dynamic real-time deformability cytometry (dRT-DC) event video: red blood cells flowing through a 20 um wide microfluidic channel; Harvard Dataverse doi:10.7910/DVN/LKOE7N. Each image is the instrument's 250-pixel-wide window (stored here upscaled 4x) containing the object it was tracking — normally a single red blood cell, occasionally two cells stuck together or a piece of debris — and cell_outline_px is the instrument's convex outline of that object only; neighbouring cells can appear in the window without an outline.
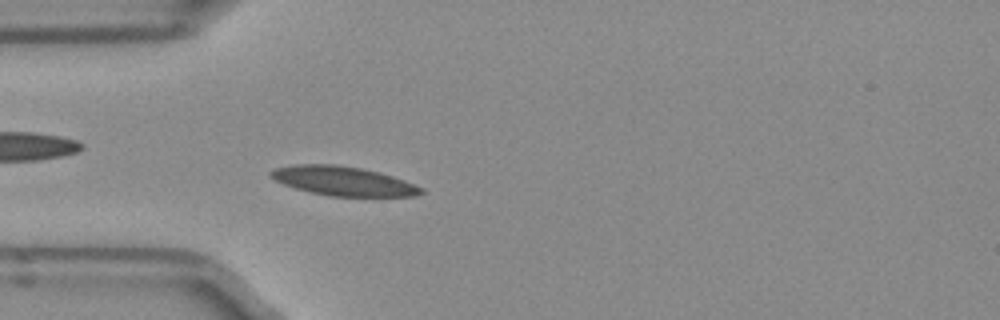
{"species": "Egyptian fruit bat (a non-hibernating species)", "species_latin": "Rousettus aegyptiacus", "temperature_condition": "room temperature", "stored_images_in_passage": 51, "camera_frame_rate_fps": 3000, "um_per_image_px": 0.085, "frame": {"image": 1, "passage_image": 14, "time_ms": 4.333, "image_size_px": [1000, 320], "cell_outline_px": [[424, 192], [416, 196], [328, 196], [296, 188], [284, 184], [268, 176], [268, 172], [276, 168], [296, 164], [336, 164], [360, 168], [380, 172], [404, 180], [424, 188]], "centroid_in_image_um": [29.18, 15.38], "position_along_channel_um": 55.8, "area_um2": 25.49}}
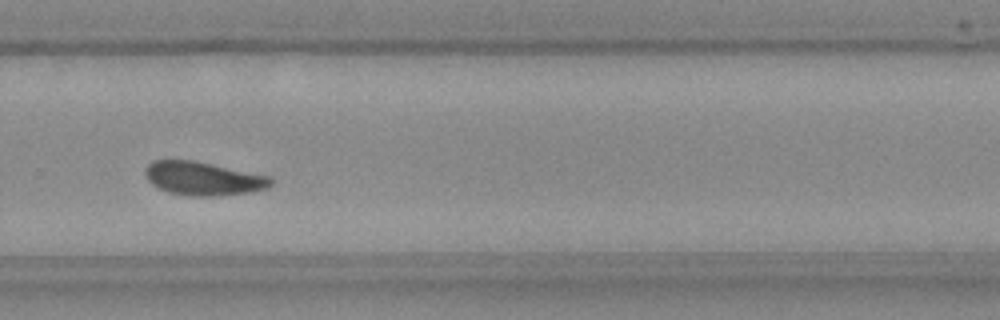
{"frame": {"image": 2, "passage_image": 34, "time_ms": 11.0, "image_size_px": [1000, 320], "cell_outline_px": [[272, 184], [268, 188], [248, 192], [212, 196], [192, 196], [168, 192], [152, 184], [148, 180], [144, 172], [144, 168], [152, 160], [192, 160], [268, 176], [272, 180]], "centroid_in_image_um": [17.22, 15.17], "position_along_channel_um": 312.6, "area_um2": 24.22}}
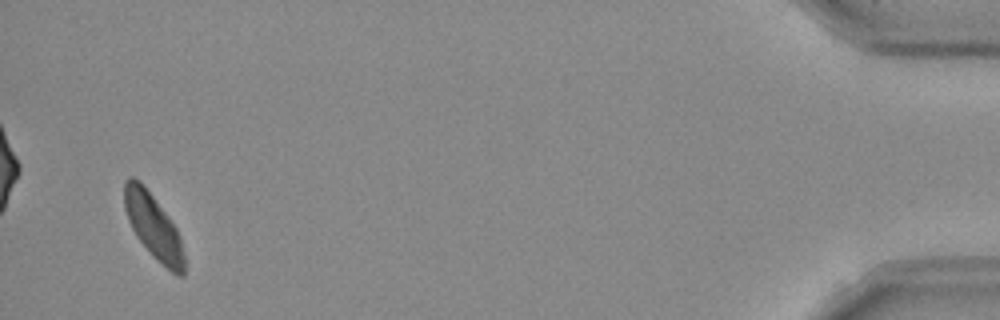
{"frame": {"image": 3, "passage_image": 49, "time_ms": 16.0, "image_size_px": [1000, 320], "cell_outline_px": [[184, 276], [176, 276], [156, 260], [136, 236], [128, 220], [124, 208], [124, 180], [128, 176], [132, 176], [140, 180], [168, 216], [176, 228], [180, 240], [184, 256]], "centroid_in_image_um": [13.01, 19.24], "position_along_channel_um": 422.2, "area_um2": 22.54}, "authors_computed_cell_mechanics": {"area_um2": 23.987, "velocity_mm_per_s": 3.9063, "shape_relaxation_time_tau1_ms": 3.4633, "shape_relaxation_time_tau2_ms": 5.9228, "deformation_change_tau1": 0.0995, "deformation_change_tau2": 0.1047}}